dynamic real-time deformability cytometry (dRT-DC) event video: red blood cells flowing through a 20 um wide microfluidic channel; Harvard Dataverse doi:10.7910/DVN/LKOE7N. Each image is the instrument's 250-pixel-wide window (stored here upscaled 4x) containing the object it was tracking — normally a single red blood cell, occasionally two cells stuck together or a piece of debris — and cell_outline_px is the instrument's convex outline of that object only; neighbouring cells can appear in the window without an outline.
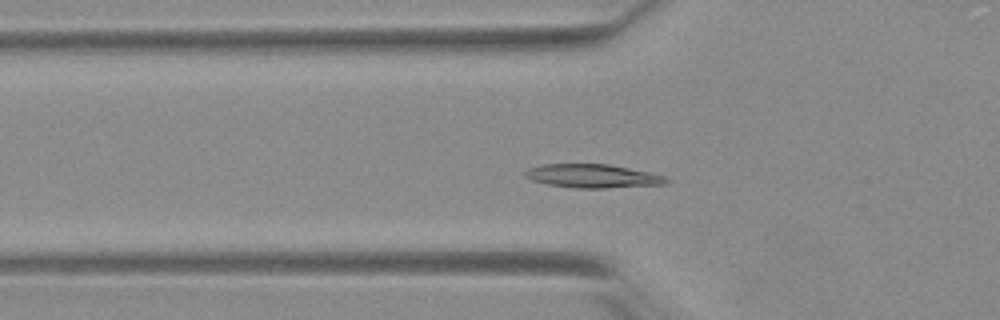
{"species": "Egyptian fruit bat (a non-hibernating species)", "species_latin": "Rousettus aegyptiacus", "temperature_condition": "warm", "stored_images_in_passage": 42, "camera_frame_rate_fps": 3000, "um_per_image_px": 0.085, "animal": {"sex": "female"}, "frame": {"image": 1, "passage_image": 7, "time_ms": 2.0, "image_size_px": [1000, 320], "cell_outline_px": [[668, 184], [604, 188], [576, 188], [548, 184], [532, 180], [524, 176], [524, 172], [528, 168], [544, 164], [608, 164], [648, 172], [664, 176], [668, 180]], "centroid_in_image_um": [50.36, 14.96], "position_along_channel_um": 75.4, "area_um2": 19.25}}
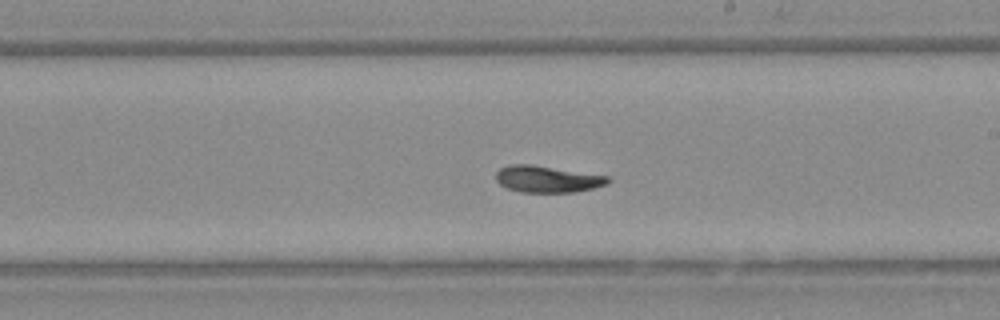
{"frame": {"image": 2, "passage_image": 20, "time_ms": 6.333, "image_size_px": [1000, 320], "cell_outline_px": [[612, 180], [608, 184], [576, 192], [520, 192], [508, 188], [500, 184], [496, 180], [496, 172], [500, 168], [508, 164], [532, 164], [608, 176]], "centroid_in_image_um": [46.52, 15.22], "position_along_channel_um": 242.5, "area_um2": 17.46}}
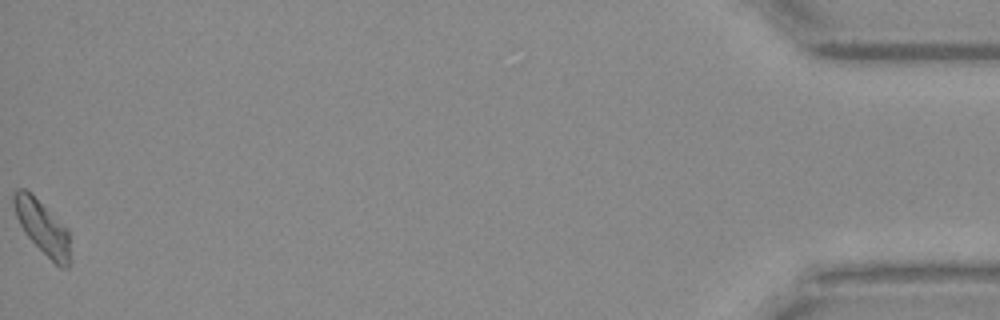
{"frame": {"image": 3, "passage_image": 42, "time_ms": 13.667, "image_size_px": [1000, 320], "cell_outline_px": [[68, 268], [60, 268], [24, 232], [16, 216], [12, 204], [12, 192], [16, 188], [24, 188], [68, 228]], "centroid_in_image_um": [3.55, 19.27], "position_along_channel_um": 431.6, "area_um2": 17.05}, "authors_computed_cell_mechanics": {"area_um2": 17.3111, "velocity_mm_per_s": 3.8627, "shape_relaxation_time_tau1_ms": 3.8749, "shape_relaxation_time_tau2_ms": 3.4744, "deformation_change_tau1": 0.1336, "deformation_change_tau2": 0.0738}}